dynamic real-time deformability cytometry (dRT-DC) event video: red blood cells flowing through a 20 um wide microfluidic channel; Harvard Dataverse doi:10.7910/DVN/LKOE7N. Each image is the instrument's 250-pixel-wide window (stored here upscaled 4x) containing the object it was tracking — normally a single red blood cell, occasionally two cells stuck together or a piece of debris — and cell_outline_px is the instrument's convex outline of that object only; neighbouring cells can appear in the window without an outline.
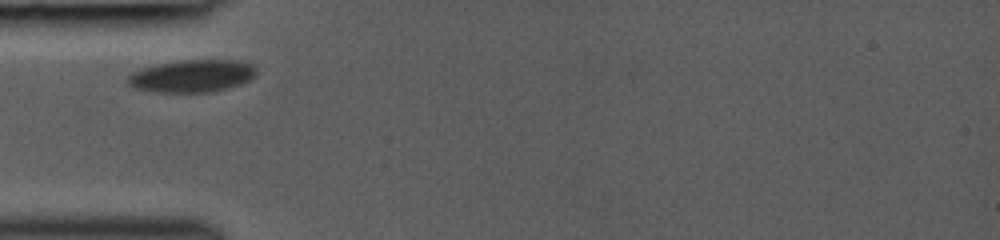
{"species": "common noctule bat (a hibernating species)", "species_latin": "Nyctalus noctula", "temperature_condition": "room temperature", "stored_images_in_passage": 13, "camera_frame_rate_fps": 3000, "um_per_image_px": 0.085, "animal": {"sex": "female", "body_mass_g": 19.0, "forearm_length_mm": 53.3}, "frame": {"image": 1, "passage_image": 1, "time_ms": 0.0, "image_size_px": [1000, 240], "cell_outline_px": [[256, 72], [248, 80], [240, 84], [228, 88], [212, 92], [156, 92], [136, 88], [128, 84], [128, 76], [132, 72], [144, 68], [160, 64], [184, 60], [236, 60], [252, 64], [256, 68]], "centroid_in_image_um": [16.34, 6.46], "position_along_channel_um": 68.7, "area_um2": 23.99}}
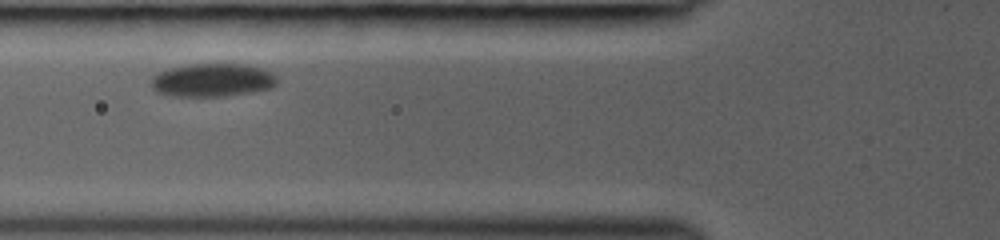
{"frame": {"image": 2, "passage_image": 4, "time_ms": 1.0, "image_size_px": [1000, 240], "cell_outline_px": [[276, 84], [272, 88], [252, 92], [224, 96], [168, 96], [156, 92], [152, 88], [152, 76], [168, 68], [188, 64], [244, 64], [260, 68], [272, 72], [276, 76]], "centroid_in_image_um": [18.04, 6.81], "position_along_channel_um": 107.8, "area_um2": 24.51}}
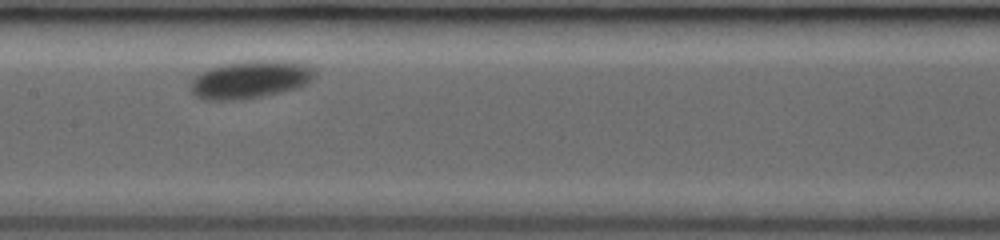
{"frame": {"image": 3, "passage_image": 10, "time_ms": 3.0, "image_size_px": [1000, 240], "cell_outline_px": [[316, 72], [300, 88], [240, 100], [204, 100], [196, 96], [192, 92], [192, 80], [196, 76], [212, 68], [228, 64], [304, 64], [312, 68]], "centroid_in_image_um": [21.2, 6.86], "position_along_channel_um": 186.2, "area_um2": 25.2}}